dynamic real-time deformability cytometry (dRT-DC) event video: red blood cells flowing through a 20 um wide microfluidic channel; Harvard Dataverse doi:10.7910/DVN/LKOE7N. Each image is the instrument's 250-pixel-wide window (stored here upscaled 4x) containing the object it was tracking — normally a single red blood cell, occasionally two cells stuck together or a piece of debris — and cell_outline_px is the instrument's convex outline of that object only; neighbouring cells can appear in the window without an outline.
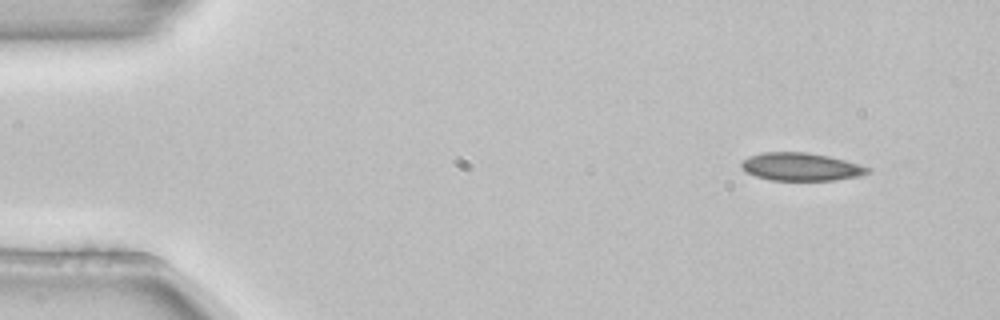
{"species": "common noctule bat (a hibernating species)", "species_latin": "Nyctalus noctula", "temperature_condition": "room temperature", "stored_images_in_passage": 4, "camera_frame_rate_fps": 3000, "um_per_image_px": 0.085, "animal": {"sex": "female", "body_mass_g": 22.7, "forearm_length_mm": 54.2}, "frame": {"image": 1, "passage_image": 1, "time_ms": 0.0, "image_size_px": [1000, 320], "cell_outline_px": [[872, 172], [856, 176], [832, 180], [768, 180], [744, 172], [740, 164], [748, 156], [764, 152], [808, 152], [828, 156], [844, 160], [872, 168]], "centroid_in_image_um": [68.05, 14.17], "position_along_channel_um": 16.9, "area_um2": 20.52}}
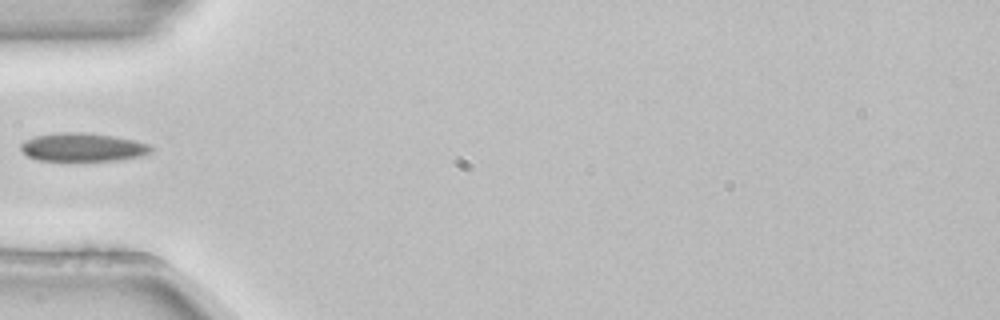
{"frame": {"image": 2, "passage_image": 4, "time_ms": 1.0, "image_size_px": [1000, 320], "cell_outline_px": [[152, 152], [140, 156], [116, 160], [40, 160], [28, 156], [20, 148], [20, 144], [24, 140], [36, 136], [60, 132], [80, 132], [112, 136], [132, 140], [148, 144], [152, 148]], "centroid_in_image_um": [7.01, 12.51], "position_along_channel_um": 78.0, "area_um2": 21.15}}